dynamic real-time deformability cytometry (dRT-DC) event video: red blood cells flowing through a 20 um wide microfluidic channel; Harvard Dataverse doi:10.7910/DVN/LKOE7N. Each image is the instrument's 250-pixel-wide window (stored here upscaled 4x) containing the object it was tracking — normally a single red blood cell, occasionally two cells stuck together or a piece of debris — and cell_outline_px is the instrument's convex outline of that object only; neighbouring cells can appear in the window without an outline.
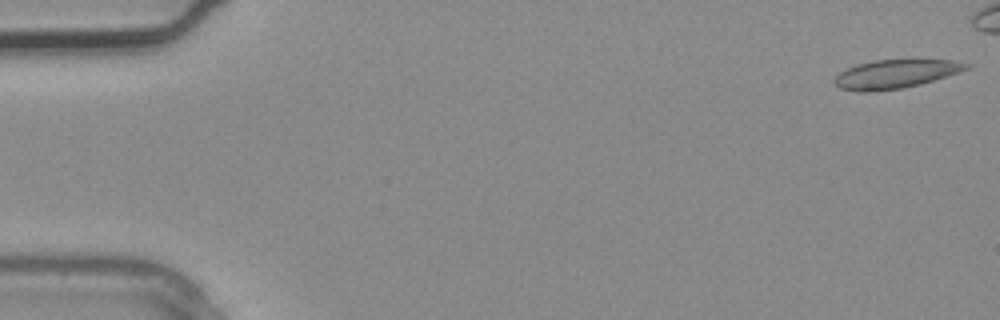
{"species": "common noctule bat (a hibernating species)", "species_latin": "Nyctalus noctula", "temperature_condition": "warm", "stored_images_in_passage": 5, "camera_frame_rate_fps": 3000, "um_per_image_px": 0.085, "animal": {"sex": "male", "body_mass_g": 20.4}, "frame": {"image": 1, "passage_image": 1, "time_ms": 0.0, "image_size_px": [1000, 320], "cell_outline_px": [[972, 64], [968, 68], [960, 72], [920, 84], [904, 88], [876, 92], [860, 92], [840, 88], [832, 84], [832, 80], [840, 72], [856, 64], [876, 60], [952, 60]], "centroid_in_image_um": [76.07, 6.31], "position_along_channel_um": 8.9, "area_um2": 22.14}}
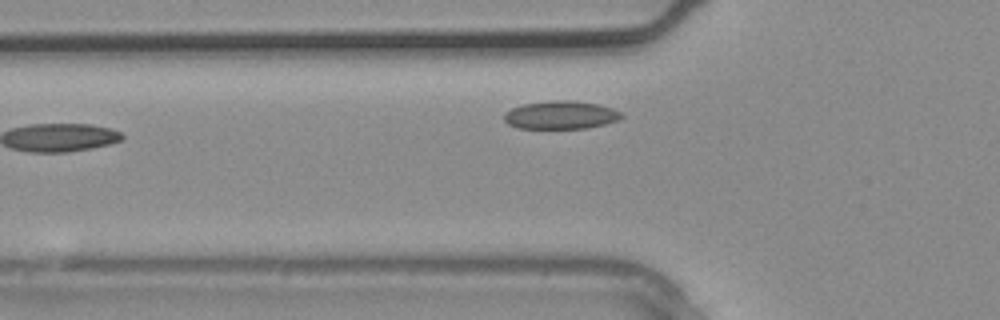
{"frame": {"image": 2, "passage_image": 5, "time_ms": 1.333, "image_size_px": [1000, 320], "cell_outline_px": [[624, 116], [616, 120], [604, 124], [588, 128], [520, 128], [508, 124], [504, 120], [504, 112], [512, 108], [524, 104], [556, 100], [572, 100], [600, 104], [612, 108], [620, 112]], "centroid_in_image_um": [47.66, 9.77], "position_along_channel_um": 78.1, "area_um2": 19.13}}